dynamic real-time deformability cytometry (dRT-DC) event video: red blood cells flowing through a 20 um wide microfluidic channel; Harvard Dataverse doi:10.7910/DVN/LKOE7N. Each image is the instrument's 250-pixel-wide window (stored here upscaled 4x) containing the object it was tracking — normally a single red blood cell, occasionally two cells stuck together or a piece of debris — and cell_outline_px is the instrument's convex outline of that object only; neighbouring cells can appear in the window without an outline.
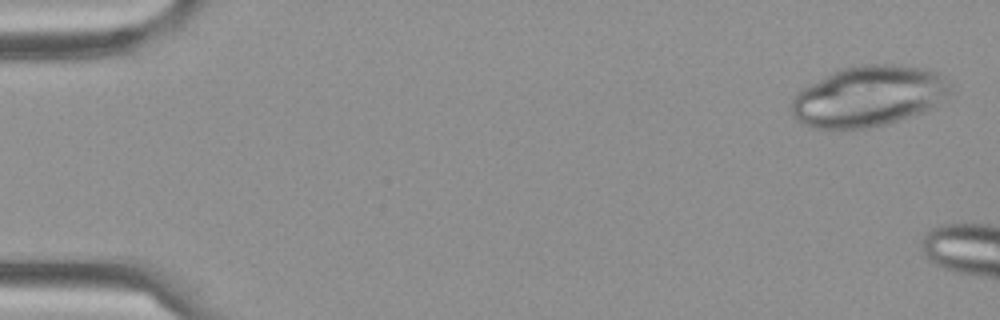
{"species": "Egyptian fruit bat (a non-hibernating species)", "species_latin": "Rousettus aegyptiacus", "temperature_condition": "cold", "stored_images_in_passage": 9, "camera_frame_rate_fps": 3000, "um_per_image_px": 0.085, "frame": {"image": 1, "passage_image": 2, "time_ms": 0.333, "image_size_px": [1000, 320], "cell_outline_px": [[956, 84], [932, 108], [884, 124], [864, 128], [812, 128], [804, 124], [792, 112], [792, 100], [804, 88], [832, 72], [840, 68], [860, 64], [900, 64], [932, 68]], "centroid_in_image_um": [73.91, 8.13], "position_along_channel_um": 11.1, "area_um2": 55.83}}